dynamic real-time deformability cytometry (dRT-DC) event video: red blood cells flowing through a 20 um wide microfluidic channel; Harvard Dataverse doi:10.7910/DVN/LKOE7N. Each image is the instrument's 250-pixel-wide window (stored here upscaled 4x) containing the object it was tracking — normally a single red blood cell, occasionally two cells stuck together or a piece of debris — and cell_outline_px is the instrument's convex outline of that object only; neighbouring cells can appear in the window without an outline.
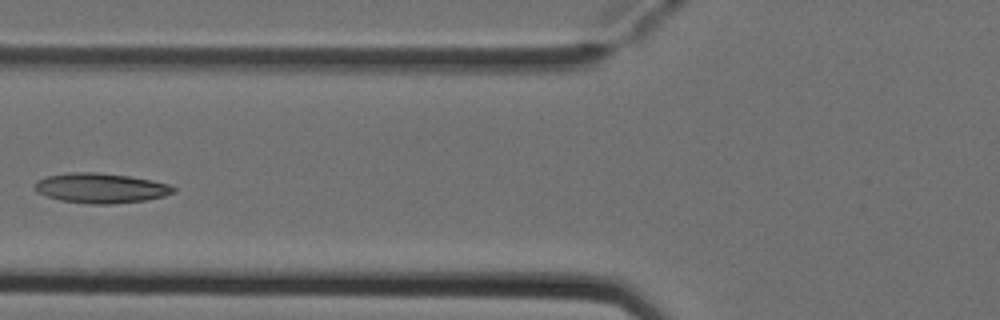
{"species": "Egyptian fruit bat (a non-hibernating species)", "species_latin": "Rousettus aegyptiacus", "temperature_condition": "cold", "stored_images_in_passage": 6, "camera_frame_rate_fps": 3000, "um_per_image_px": 0.085, "animal": {"sex": "female"}, "frame": {"image": 1, "passage_image": 5, "time_ms": 1.333, "image_size_px": [1000, 320], "cell_outline_px": [[176, 192], [164, 196], [144, 200], [112, 204], [88, 204], [60, 200], [36, 192], [36, 184], [40, 180], [48, 176], [72, 172], [100, 172], [128, 176], [152, 180], [168, 184], [176, 188]], "centroid_in_image_um": [8.61, 15.99], "position_along_channel_um": 117.2, "area_um2": 23.99}}
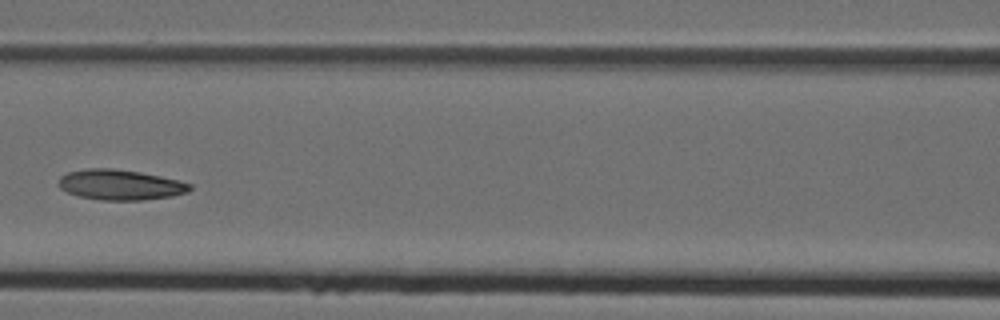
{"frame": {"image": 2, "passage_image": 6, "time_ms": 1.667, "image_size_px": [1000, 320], "cell_outline_px": [[192, 188], [188, 192], [172, 196], [144, 200], [100, 200], [80, 196], [68, 192], [60, 188], [60, 176], [68, 172], [88, 168], [112, 168], [140, 172], [160, 176], [192, 184]], "centroid_in_image_um": [10.24, 15.71], "position_along_channel_um": 156.4, "area_um2": 23.06}}